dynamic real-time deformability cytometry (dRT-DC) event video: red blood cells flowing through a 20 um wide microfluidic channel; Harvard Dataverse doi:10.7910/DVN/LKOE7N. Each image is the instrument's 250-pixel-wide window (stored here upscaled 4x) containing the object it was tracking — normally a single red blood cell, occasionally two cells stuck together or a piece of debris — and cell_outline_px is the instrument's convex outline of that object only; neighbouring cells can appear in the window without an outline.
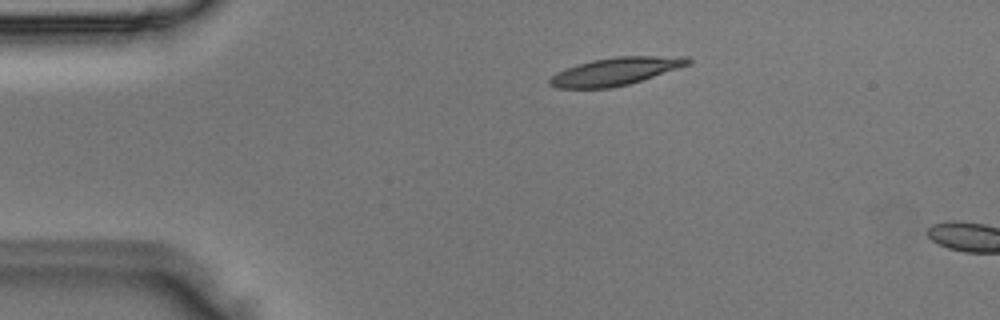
{"species": "Egyptian fruit bat (a non-hibernating species)", "species_latin": "Rousettus aegyptiacus", "temperature_condition": "room temperature", "stored_images_in_passage": 2, "camera_frame_rate_fps": 3000, "um_per_image_px": 0.085, "animal": {"sex": "male"}, "frame": {"image": 1, "passage_image": 1, "time_ms": 0.0, "image_size_px": [1000, 320], "cell_outline_px": [[692, 64], [628, 84], [608, 88], [556, 88], [548, 84], [548, 80], [556, 72], [592, 60], [616, 56], [688, 56], [692, 60]], "centroid_in_image_um": [52.36, 6.06], "position_along_channel_um": 32.6, "area_um2": 22.25}}